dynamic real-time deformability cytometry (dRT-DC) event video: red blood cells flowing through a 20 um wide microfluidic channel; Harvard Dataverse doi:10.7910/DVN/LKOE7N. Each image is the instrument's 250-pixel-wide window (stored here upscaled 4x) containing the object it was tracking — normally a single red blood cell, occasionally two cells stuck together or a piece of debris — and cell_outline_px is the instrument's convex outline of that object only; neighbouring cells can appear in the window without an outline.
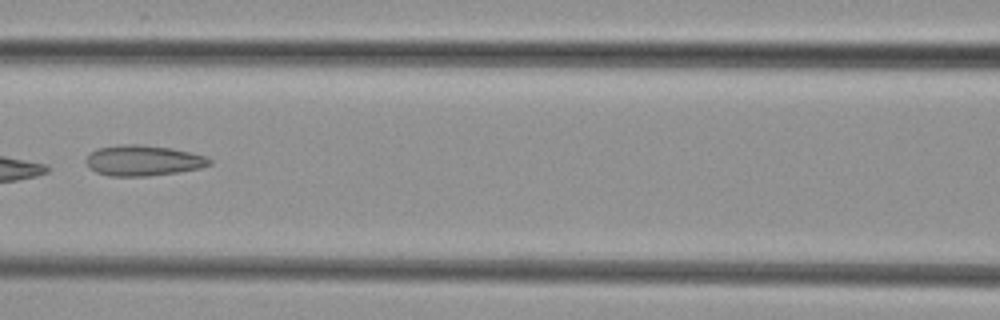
{"species": "common noctule bat (a hibernating species)", "species_latin": "Nyctalus noctula", "temperature_condition": "cold", "stored_images_in_passage": 7, "camera_frame_rate_fps": 3000, "um_per_image_px": 0.085, "animal": {"sex": "female", "body_mass_g": 29.2, "forearm_length_mm": 56.3}, "frame": {"image": 1, "passage_image": 7, "time_ms": 8.333, "image_size_px": [1000, 320], "cell_outline_px": [[212, 164], [200, 168], [180, 172], [148, 176], [108, 176], [96, 172], [88, 168], [84, 160], [96, 148], [124, 144], [140, 144], [172, 148], [208, 156], [212, 160]], "centroid_in_image_um": [12.18, 13.64], "position_along_channel_um": 154.4, "area_um2": 22.31}}